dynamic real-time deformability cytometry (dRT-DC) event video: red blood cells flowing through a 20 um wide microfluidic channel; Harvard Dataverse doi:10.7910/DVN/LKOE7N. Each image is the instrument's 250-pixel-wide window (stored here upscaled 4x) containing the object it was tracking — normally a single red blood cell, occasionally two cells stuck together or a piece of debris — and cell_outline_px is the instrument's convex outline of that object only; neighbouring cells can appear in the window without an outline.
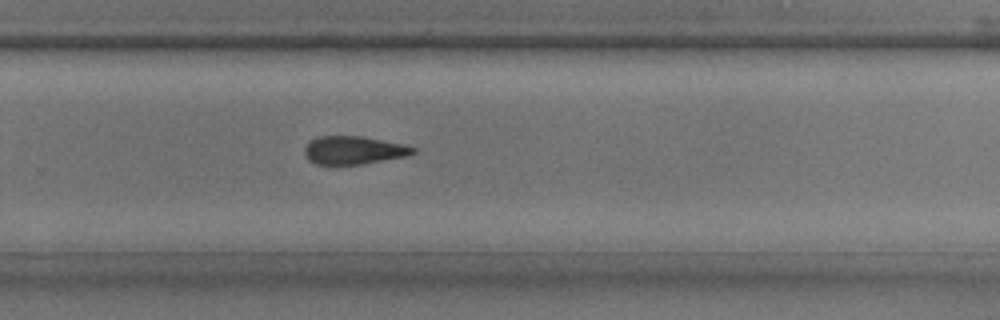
{"species": "common noctule bat (a hibernating species)", "species_latin": "Nyctalus noctula", "temperature_condition": "room temperature", "stored_images_in_passage": 32, "camera_frame_rate_fps": 3000, "um_per_image_px": 0.085, "animal": {"sex": "male", "body_mass_g": 17.9, "forearm_length_mm": 54.2}, "frame": {"image": 1, "passage_image": 23, "time_ms": 7.333, "image_size_px": [1000, 320], "cell_outline_px": [[416, 152], [408, 156], [360, 164], [316, 164], [308, 160], [304, 156], [304, 148], [312, 140], [320, 136], [360, 136], [404, 144], [416, 148]], "centroid_in_image_um": [30.07, 12.77], "position_along_channel_um": 299.7, "area_um2": 17.69}}